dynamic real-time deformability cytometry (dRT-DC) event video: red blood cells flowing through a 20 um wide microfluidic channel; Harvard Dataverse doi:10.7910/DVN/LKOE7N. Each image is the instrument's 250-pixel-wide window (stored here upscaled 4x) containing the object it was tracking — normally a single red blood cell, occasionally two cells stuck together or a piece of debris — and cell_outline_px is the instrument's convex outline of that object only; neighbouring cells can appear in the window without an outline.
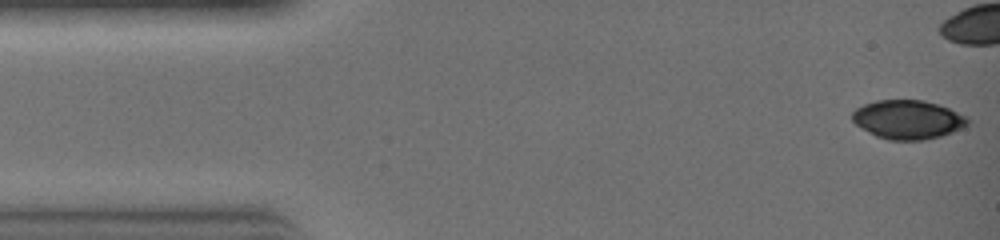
{"species": "common noctule bat (a hibernating species)", "species_latin": "Nyctalus noctula", "temperature_condition": "warm", "stored_images_in_passage": 21, "camera_frame_rate_fps": 3000, "um_per_image_px": 0.085, "animal": {"sex": "female", "body_mass_g": 19.0, "forearm_length_mm": 51.5}, "frame": {"image": 1, "passage_image": 1, "time_ms": 0.0, "image_size_px": [1000, 240], "cell_outline_px": [[968, 124], [952, 132], [940, 136], [924, 140], [888, 140], [876, 136], [868, 132], [856, 124], [852, 120], [852, 112], [856, 108], [864, 104], [876, 100], [924, 100], [948, 108], [964, 116], [968, 120]], "centroid_in_image_um": [77.12, 10.16], "position_along_channel_um": 7.9, "area_um2": 25.89}}
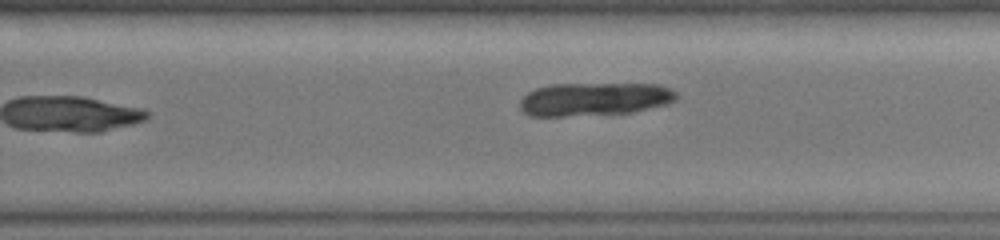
{"frame": {"image": 2, "passage_image": 21, "time_ms": 6.667, "image_size_px": [1000, 240], "cell_outline_px": [[676, 100], [668, 104], [632, 112], [564, 116], [528, 116], [520, 108], [520, 100], [528, 92], [536, 88], [552, 84], [660, 84], [672, 88], [676, 92]], "centroid_in_image_um": [50.53, 8.42], "position_along_channel_um": 279.3, "area_um2": 30.35}}